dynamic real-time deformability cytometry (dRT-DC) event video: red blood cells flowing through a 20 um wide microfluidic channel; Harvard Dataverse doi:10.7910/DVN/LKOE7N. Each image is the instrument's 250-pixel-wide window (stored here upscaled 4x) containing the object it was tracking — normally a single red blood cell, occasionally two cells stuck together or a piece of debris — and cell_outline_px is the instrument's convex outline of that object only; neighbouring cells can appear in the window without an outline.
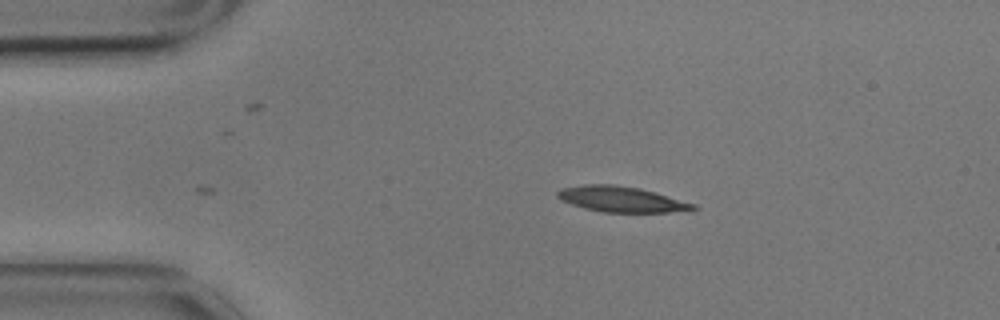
{"species": "common noctule bat (a hibernating species)", "species_latin": "Nyctalus noctula", "temperature_condition": "cold", "stored_images_in_passage": 3, "camera_frame_rate_fps": 3000, "um_per_image_px": 0.085, "animal": {"sex": "male", "body_mass_g": 17.9}, "frame": {"image": 1, "passage_image": 3, "time_ms": 0.667, "image_size_px": [1000, 320], "cell_outline_px": [[700, 208], [668, 212], [600, 212], [584, 208], [560, 200], [556, 196], [556, 192], [564, 188], [584, 184], [616, 184], [640, 188], [656, 192], [696, 204]], "centroid_in_image_um": [52.81, 16.93], "position_along_channel_um": 32.2, "area_um2": 20.29}}